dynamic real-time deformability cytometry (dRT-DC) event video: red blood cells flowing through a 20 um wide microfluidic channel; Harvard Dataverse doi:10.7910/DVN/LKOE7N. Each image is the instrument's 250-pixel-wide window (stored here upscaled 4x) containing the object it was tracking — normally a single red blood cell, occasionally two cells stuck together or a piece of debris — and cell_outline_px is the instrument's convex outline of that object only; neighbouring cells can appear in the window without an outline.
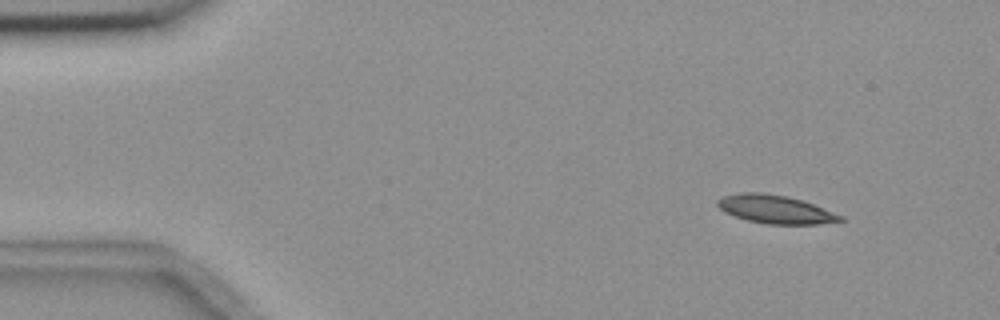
{"species": "common noctule bat (a hibernating species)", "species_latin": "Nyctalus noctula", "temperature_condition": "room temperature", "stored_images_in_passage": 3, "camera_frame_rate_fps": 3000, "um_per_image_px": 0.085, "animal": {"sex": "female", "body_mass_g": 18.4}, "frame": {"image": 1, "passage_image": 1, "time_ms": 0.0, "image_size_px": [1000, 320], "cell_outline_px": [[844, 220], [816, 224], [764, 224], [748, 220], [724, 212], [716, 204], [716, 200], [724, 196], [740, 192], [760, 192], [784, 196], [804, 200], [844, 216]], "centroid_in_image_um": [65.9, 17.79], "position_along_channel_um": 19.1, "area_um2": 20.23}}
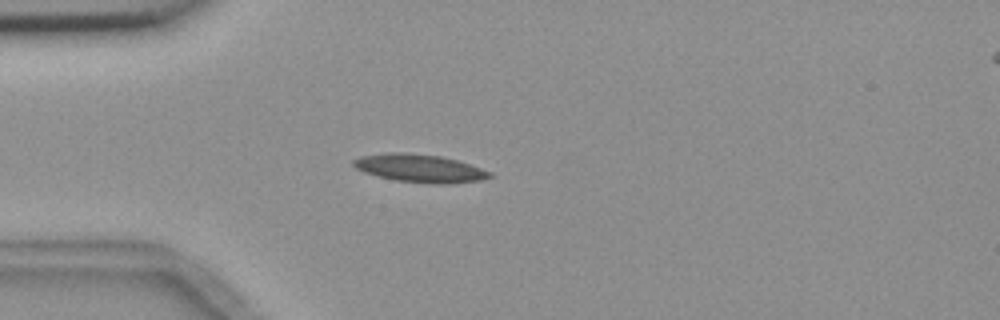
{"frame": {"image": 2, "passage_image": 2, "time_ms": 3.0, "image_size_px": [1000, 320], "cell_outline_px": [[492, 176], [480, 180], [452, 184], [432, 184], [396, 180], [364, 172], [356, 168], [352, 164], [352, 160], [360, 156], [392, 152], [404, 152], [440, 156], [456, 160], [492, 172]], "centroid_in_image_um": [35.67, 14.3], "position_along_channel_um": 49.3, "area_um2": 22.08}}